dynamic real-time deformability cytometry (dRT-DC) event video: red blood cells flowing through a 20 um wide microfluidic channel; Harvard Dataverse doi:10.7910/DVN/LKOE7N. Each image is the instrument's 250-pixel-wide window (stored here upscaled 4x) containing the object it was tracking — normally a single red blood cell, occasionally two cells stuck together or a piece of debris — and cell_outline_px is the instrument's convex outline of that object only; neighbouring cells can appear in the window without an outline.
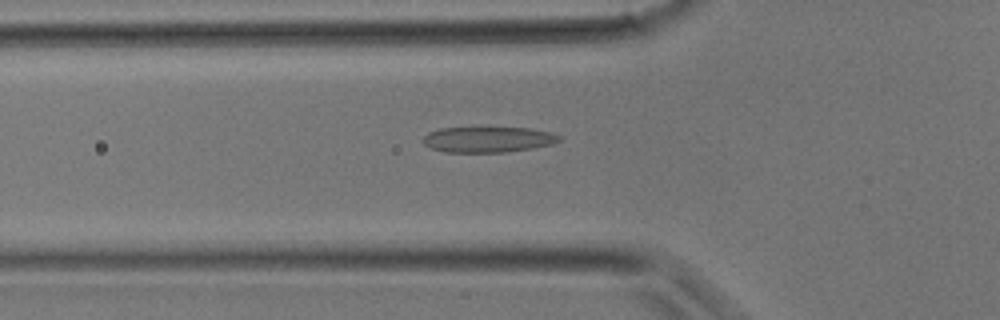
{"species": "common noctule bat (a hibernating species)", "species_latin": "Nyctalus noctula", "temperature_condition": "room temperature", "stored_images_in_passage": 31, "camera_frame_rate_fps": 3000, "um_per_image_px": 0.085, "animal": {"sex": "male", "body_mass_g": 17.9}, "frame": {"image": 1, "passage_image": 8, "time_ms": 2.333, "image_size_px": [1000, 320], "cell_outline_px": [[560, 140], [552, 144], [532, 148], [508, 152], [444, 152], [432, 148], [424, 144], [424, 136], [428, 132], [440, 128], [532, 128], [552, 132], [560, 136]], "centroid_in_image_um": [41.5, 11.85], "position_along_channel_um": 84.3, "area_um2": 20.29}}
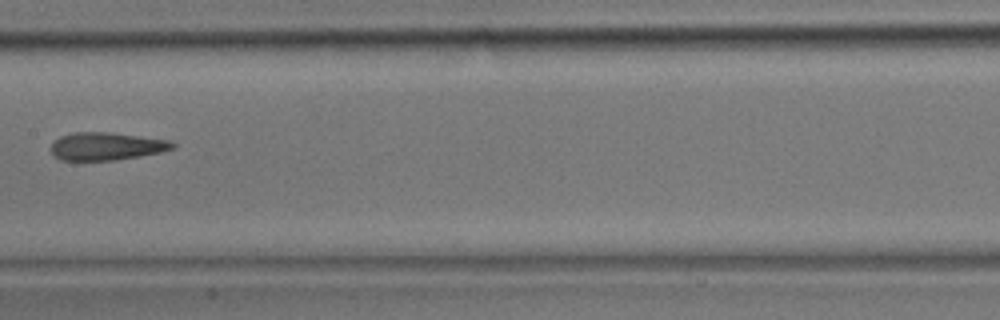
{"frame": {"image": 2, "passage_image": 14, "time_ms": 4.333, "image_size_px": [1000, 320], "cell_outline_px": [[176, 144], [172, 148], [160, 152], [140, 156], [116, 160], [60, 160], [52, 152], [52, 144], [60, 136], [76, 132], [112, 132], [168, 140]], "centroid_in_image_um": [9.05, 12.43], "position_along_channel_um": 198.4, "area_um2": 19.48}}
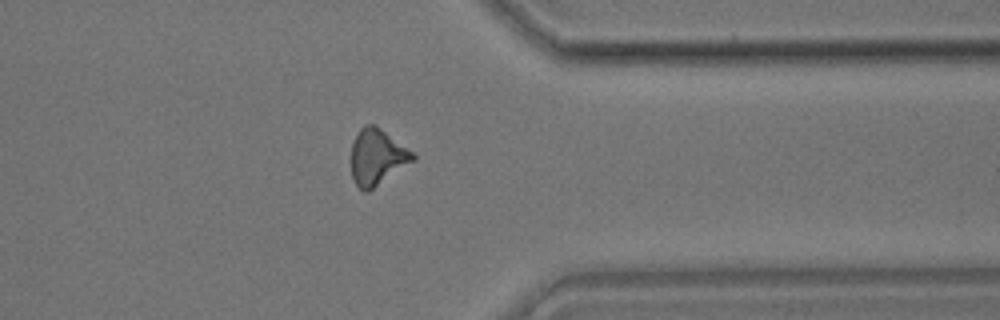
{"frame": {"image": 3, "passage_image": 24, "time_ms": 7.667, "image_size_px": [1000, 320], "cell_outline_px": [[416, 160], [368, 192], [364, 192], [352, 180], [352, 144], [360, 128], [364, 124], [376, 124], [412, 152], [416, 156]], "centroid_in_image_um": [32.06, 13.35], "position_along_channel_um": 379.3, "area_um2": 20.11}}